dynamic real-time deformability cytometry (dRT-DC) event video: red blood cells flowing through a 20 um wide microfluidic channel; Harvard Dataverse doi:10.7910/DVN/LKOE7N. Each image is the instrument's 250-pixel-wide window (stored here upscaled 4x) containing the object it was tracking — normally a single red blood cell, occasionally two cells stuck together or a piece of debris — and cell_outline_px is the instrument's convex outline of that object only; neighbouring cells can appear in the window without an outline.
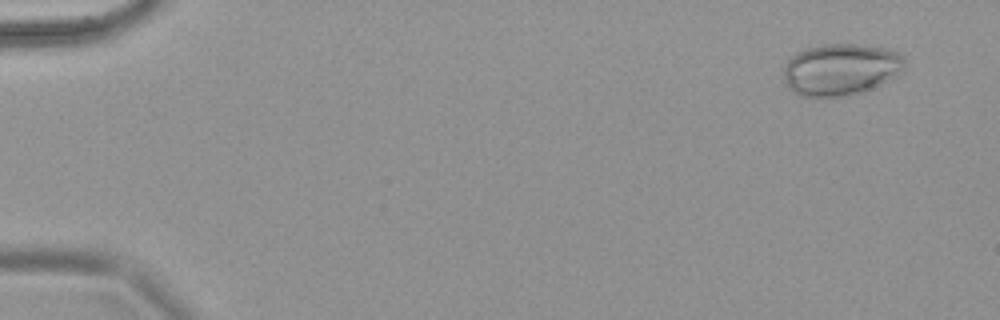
{"species": "common noctule bat (a hibernating species)", "species_latin": "Nyctalus noctula", "temperature_condition": "warm", "stored_images_in_passage": 65, "camera_frame_rate_fps": 3000, "um_per_image_px": 0.085, "animal": {"sex": "female", "body_mass_g": 18.4}, "frame": {"image": 1, "passage_image": 2, "time_ms": 0.333, "image_size_px": [1000, 320], "cell_outline_px": [[904, 68], [896, 76], [864, 92], [848, 96], [800, 96], [792, 92], [788, 88], [784, 76], [784, 64], [796, 52], [804, 48], [824, 44], [856, 44], [888, 48], [900, 52], [904, 56]], "centroid_in_image_um": [71.46, 5.89], "position_along_channel_um": 13.5, "area_um2": 36.88}}
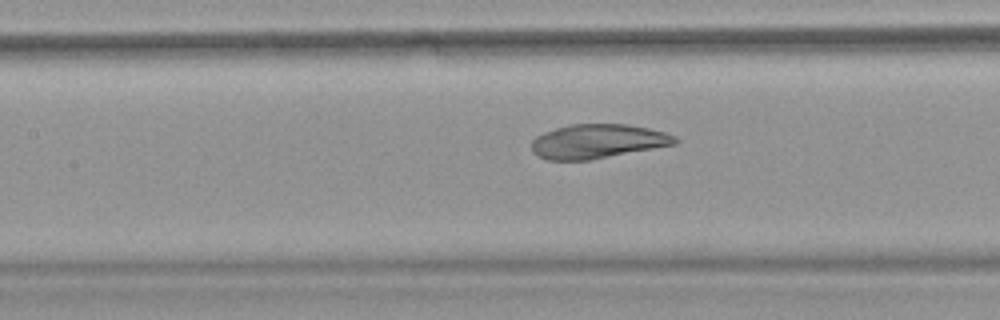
{"frame": {"image": 2, "passage_image": 30, "time_ms": 9.667, "image_size_px": [1000, 320], "cell_outline_px": [[680, 140], [676, 144], [588, 160], [548, 160], [532, 152], [532, 140], [536, 136], [544, 132], [556, 128], [572, 124], [628, 124], [648, 128], [664, 132], [676, 136]], "centroid_in_image_um": [50.81, 12.0], "position_along_channel_um": 156.6, "area_um2": 28.44}}
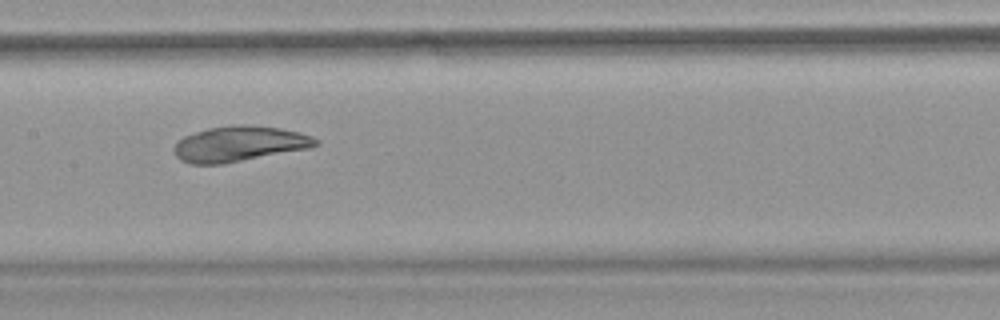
{"frame": {"image": 3, "passage_image": 33, "time_ms": 10.667, "image_size_px": [1000, 320], "cell_outline_px": [[320, 144], [308, 148], [224, 164], [192, 164], [180, 160], [176, 156], [172, 148], [184, 136], [208, 128], [232, 124], [244, 124], [280, 128], [300, 132], [312, 136], [320, 140]], "centroid_in_image_um": [20.35, 12.22], "position_along_channel_um": 187.1, "area_um2": 29.3}}